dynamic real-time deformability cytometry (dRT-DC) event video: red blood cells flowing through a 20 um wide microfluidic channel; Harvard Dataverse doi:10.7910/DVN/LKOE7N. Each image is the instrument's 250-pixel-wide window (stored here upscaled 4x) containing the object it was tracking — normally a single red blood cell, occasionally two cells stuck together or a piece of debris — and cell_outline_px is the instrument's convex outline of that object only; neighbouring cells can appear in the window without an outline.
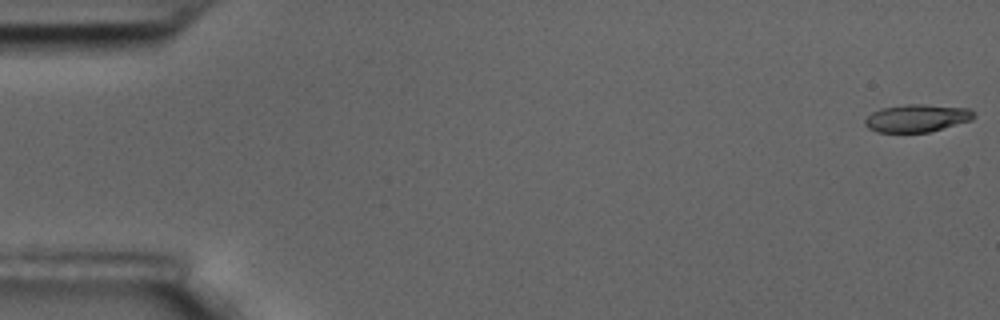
{"species": "common noctule bat (a hibernating species)", "species_latin": "Nyctalus noctula", "temperature_condition": "room temperature", "stored_images_in_passage": 54, "camera_frame_rate_fps": 3000, "um_per_image_px": 0.085, "animal": {"sex": "male", "body_mass_g": 17.5, "forearm_length_mm": 52.3}, "frame": {"image": 1, "passage_image": 1, "time_ms": 0.0, "image_size_px": [1000, 320], "cell_outline_px": [[976, 116], [972, 120], [928, 132], [876, 132], [868, 128], [864, 124], [864, 120], [872, 112], [880, 108], [904, 104], [924, 104], [968, 108]], "centroid_in_image_um": [77.91, 10.03], "position_along_channel_um": 7.1, "area_um2": 17.57}}
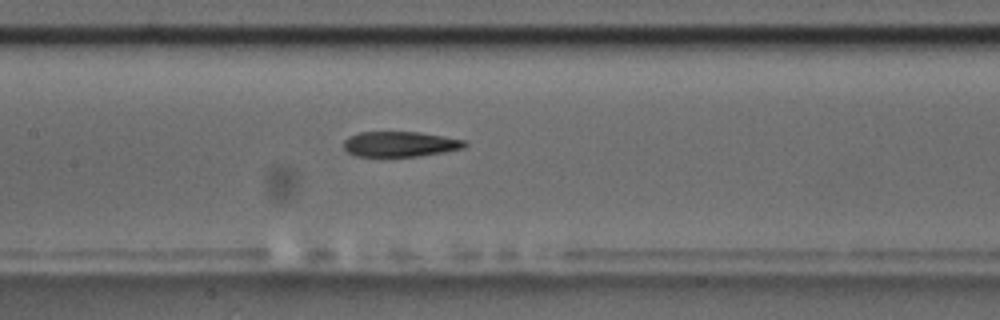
{"frame": {"image": 2, "passage_image": 28, "time_ms": 9.0, "image_size_px": [1000, 320], "cell_outline_px": [[468, 144], [464, 148], [444, 152], [420, 156], [356, 156], [348, 152], [344, 148], [344, 140], [348, 136], [360, 132], [420, 132], [464, 140]], "centroid_in_image_um": [34.0, 12.25], "position_along_channel_um": 173.4, "area_um2": 17.8}}
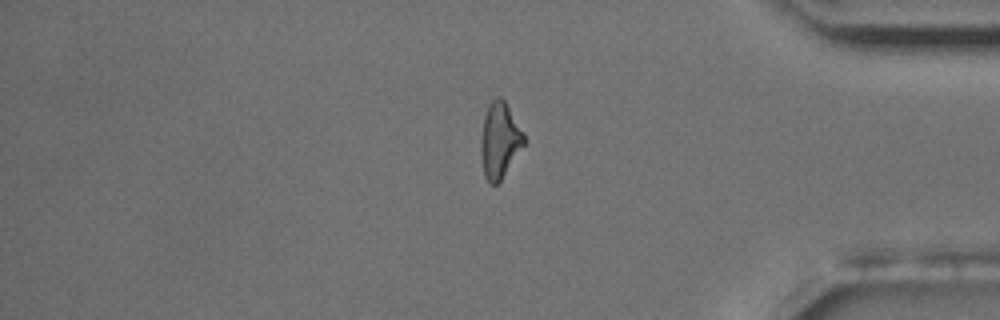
{"frame": {"image": 3, "passage_image": 49, "time_ms": 16.0, "image_size_px": [1000, 320], "cell_outline_px": [[524, 144], [500, 180], [496, 184], [488, 184], [484, 176], [480, 156], [480, 140], [484, 116], [488, 104], [496, 96], [500, 96], [504, 100], [524, 132]], "centroid_in_image_um": [42.44, 11.91], "position_along_channel_um": 392.8, "area_um2": 18.96}}